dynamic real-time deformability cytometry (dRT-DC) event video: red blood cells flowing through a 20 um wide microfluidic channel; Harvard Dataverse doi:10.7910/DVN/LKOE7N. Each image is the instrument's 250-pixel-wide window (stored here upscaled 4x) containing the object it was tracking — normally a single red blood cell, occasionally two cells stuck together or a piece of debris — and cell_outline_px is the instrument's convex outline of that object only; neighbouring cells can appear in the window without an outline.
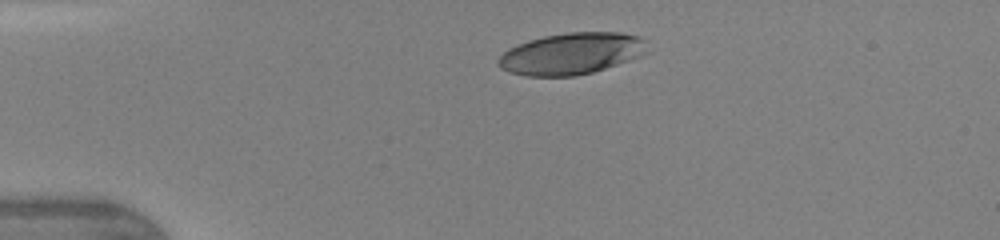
{"species": "human", "species_latin": "Homo sapiens", "temperature_condition": "warm", "stored_images_in_passage": 37, "camera_frame_rate_fps": 3000, "um_per_image_px": 0.085, "donor": {"sex": "female"}, "frame": {"image": 1, "passage_image": 1, "time_ms": 0.0, "image_size_px": [1000, 240], "cell_outline_px": [[648, 52], [640, 56], [592, 72], [576, 76], [524, 76], [500, 68], [496, 64], [496, 60], [508, 48], [516, 44], [528, 40], [544, 36], [568, 32], [620, 32], [640, 36], [644, 40]], "centroid_in_image_um": [48.54, 4.55], "position_along_channel_um": 36.5, "area_um2": 36.18}}
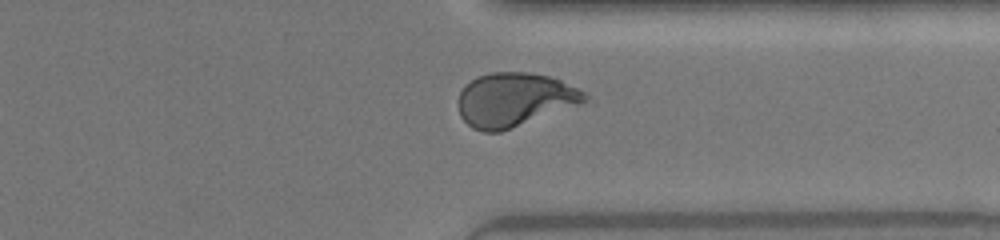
{"frame": {"image": 2, "passage_image": 27, "time_ms": 8.667, "image_size_px": [1000, 240], "cell_outline_px": [[588, 96], [584, 104], [500, 132], [484, 132], [472, 128], [460, 116], [460, 92], [476, 76], [488, 72], [524, 72], [548, 76], [560, 80], [588, 92]], "centroid_in_image_um": [43.79, 8.48], "position_along_channel_um": 367.6, "area_um2": 39.77}}
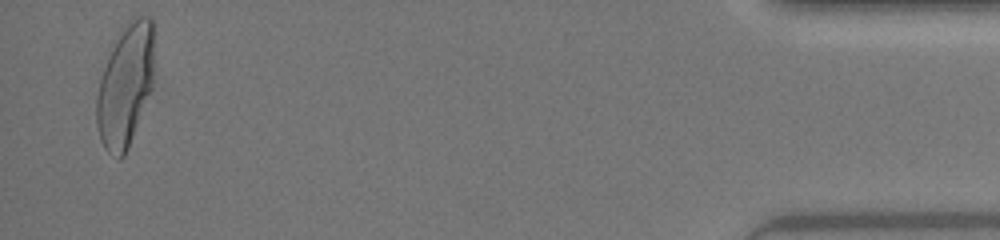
{"frame": {"image": 3, "passage_image": 36, "time_ms": 11.667, "image_size_px": [1000, 240], "cell_outline_px": [[152, 92], [128, 148], [124, 156], [120, 160], [108, 152], [104, 148], [100, 140], [96, 124], [96, 96], [100, 80], [104, 68], [112, 48], [128, 20], [136, 16], [152, 16]], "centroid_in_image_um": [10.65, 7.33], "position_along_channel_um": 424.6, "area_um2": 40.75}, "authors_computed_cell_mechanics": {"area_um2": 38.7838, "velocity_mm_per_s": 4.3549, "shape_relaxation_time_tau1_ms": 5.1232, "shape_relaxation_time_tau2_ms": 0.7721, "deformation_change_tau1": 0.2584, "deformation_change_tau2": 0.0729}}